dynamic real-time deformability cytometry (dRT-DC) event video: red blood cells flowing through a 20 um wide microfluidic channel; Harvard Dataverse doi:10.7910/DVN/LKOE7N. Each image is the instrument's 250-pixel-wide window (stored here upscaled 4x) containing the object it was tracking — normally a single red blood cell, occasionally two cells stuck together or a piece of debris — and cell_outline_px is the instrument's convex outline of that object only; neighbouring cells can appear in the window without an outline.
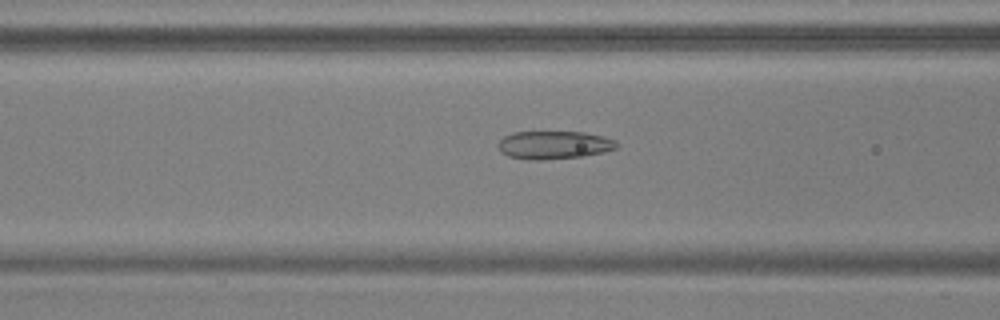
{"species": "common noctule bat (a hibernating species)", "species_latin": "Nyctalus noctula", "temperature_condition": "warm", "stored_images_in_passage": 45, "camera_frame_rate_fps": 3000, "um_per_image_px": 0.085, "animal": {"sex": "male", "body_mass_g": 17.9, "forearm_length_mm": 54.2}, "frame": {"image": 1, "passage_image": 13, "time_ms": 4.0, "image_size_px": [1000, 320], "cell_outline_px": [[616, 148], [604, 152], [584, 156], [544, 160], [532, 160], [508, 156], [500, 152], [496, 144], [504, 136], [512, 132], [584, 132], [604, 136], [616, 140]], "centroid_in_image_um": [47.06, 12.32], "position_along_channel_um": 119.5, "area_um2": 19.54}}
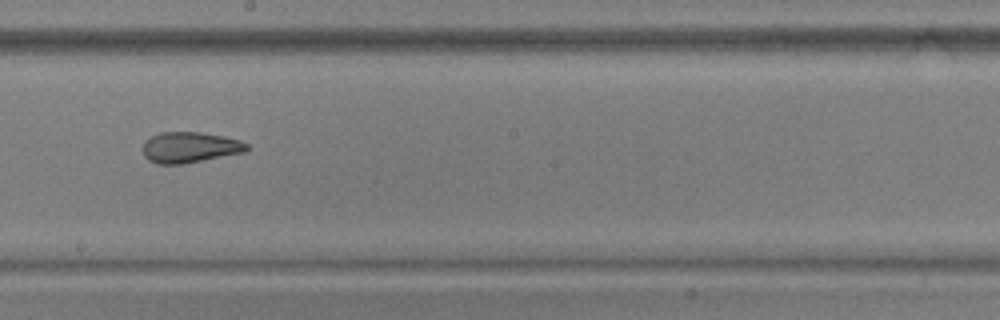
{"frame": {"image": 2, "passage_image": 22, "time_ms": 7.0, "image_size_px": [1000, 320], "cell_outline_px": [[248, 148], [244, 152], [184, 164], [156, 164], [148, 160], [144, 156], [144, 140], [160, 132], [200, 132], [224, 136], [240, 140], [248, 144]], "centroid_in_image_um": [16.12, 12.52], "position_along_channel_um": 232.1, "area_um2": 18.67}}
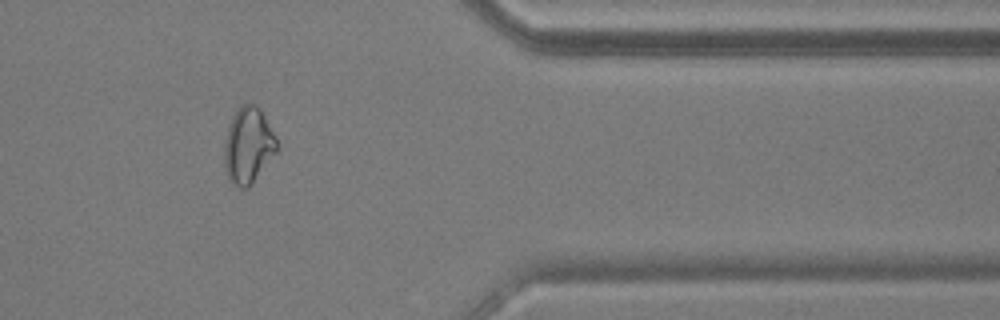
{"frame": {"image": 3, "passage_image": 36, "time_ms": 11.667, "image_size_px": [1000, 320], "cell_outline_px": [[280, 148], [252, 184], [248, 188], [240, 188], [228, 176], [224, 164], [224, 144], [228, 124], [236, 108], [240, 104], [256, 104], [260, 108], [276, 136]], "centroid_in_image_um": [21.12, 12.32], "position_along_channel_um": 390.3, "area_um2": 23.58}, "authors_computed_cell_mechanics": {"area_um2": 20.5768, "velocity_mm_per_s": 3.7486, "shape_relaxation_time_tau1_ms": null, "shape_relaxation_time_tau2_ms": 1.9762, "deformation_change_tau1": null, "deformation_change_tau2": 0.0827}}